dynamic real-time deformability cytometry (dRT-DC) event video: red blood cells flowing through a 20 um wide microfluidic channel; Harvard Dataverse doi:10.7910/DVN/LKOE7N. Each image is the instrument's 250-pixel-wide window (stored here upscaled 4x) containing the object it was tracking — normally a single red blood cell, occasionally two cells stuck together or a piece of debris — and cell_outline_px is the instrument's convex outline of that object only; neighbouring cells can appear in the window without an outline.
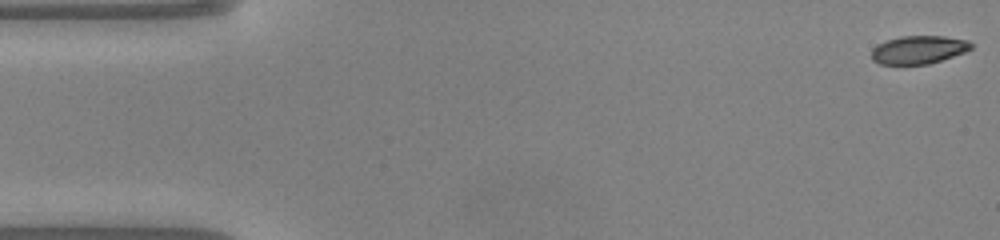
{"species": "common noctule bat (a hibernating species)", "species_latin": "Nyctalus noctula", "temperature_condition": "warm", "stored_images_in_passage": 49, "camera_frame_rate_fps": 3000, "um_per_image_px": 0.085, "animal": {"sex": "male", "body_mass_g": 20.0, "forearm_length_mm": 53.3}, "frame": {"image": 1, "passage_image": 1, "time_ms": 0.0, "image_size_px": [1000, 240], "cell_outline_px": [[972, 48], [964, 52], [928, 64], [880, 64], [872, 60], [872, 48], [888, 40], [900, 36], [944, 36], [968, 40], [972, 44]], "centroid_in_image_um": [78.08, 4.22], "position_along_channel_um": 6.9, "area_um2": 16.13}}
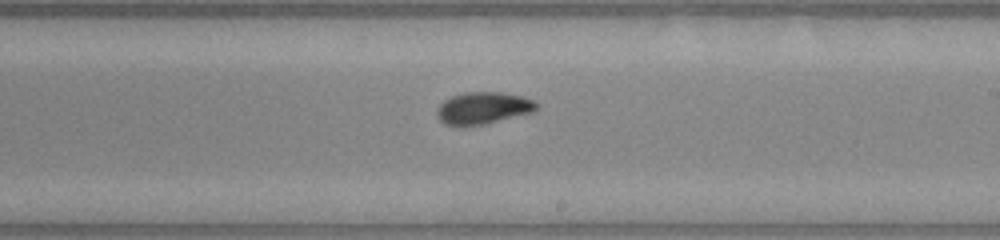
{"frame": {"image": 2, "passage_image": 28, "time_ms": 9.0, "image_size_px": [1000, 240], "cell_outline_px": [[536, 108], [532, 112], [484, 124], [444, 124], [436, 116], [436, 108], [444, 100], [452, 96], [464, 92], [500, 92], [520, 96], [536, 100]], "centroid_in_image_um": [41.04, 9.16], "position_along_channel_um": 248.0, "area_um2": 18.21}}
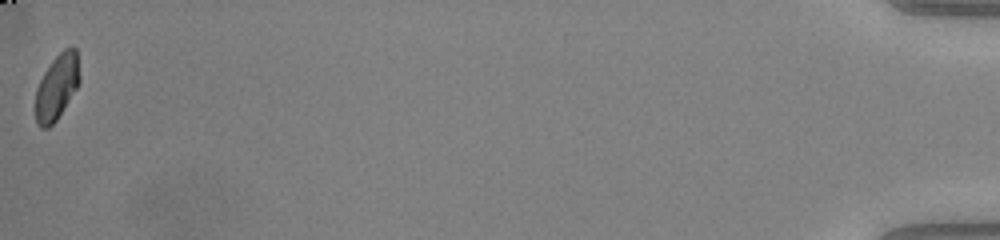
{"frame": {"image": 3, "passage_image": 49, "time_ms": 16.0, "image_size_px": [1000, 240], "cell_outline_px": [[80, 80], [76, 88], [56, 120], [48, 128], [40, 128], [36, 124], [36, 88], [44, 72], [52, 60], [64, 48], [76, 48], [80, 76]], "centroid_in_image_um": [4.82, 7.39], "position_along_channel_um": 430.4, "area_um2": 16.59}, "authors_computed_cell_mechanics": {"area_um2": 17.629, "velocity_mm_per_s": 4.1092, "shape_relaxation_time_tau1_ms": 8.4814, "shape_relaxation_time_tau2_ms": 1.8001, "deformation_change_tau1": 0.1966, "deformation_change_tau2": 0.0387}}